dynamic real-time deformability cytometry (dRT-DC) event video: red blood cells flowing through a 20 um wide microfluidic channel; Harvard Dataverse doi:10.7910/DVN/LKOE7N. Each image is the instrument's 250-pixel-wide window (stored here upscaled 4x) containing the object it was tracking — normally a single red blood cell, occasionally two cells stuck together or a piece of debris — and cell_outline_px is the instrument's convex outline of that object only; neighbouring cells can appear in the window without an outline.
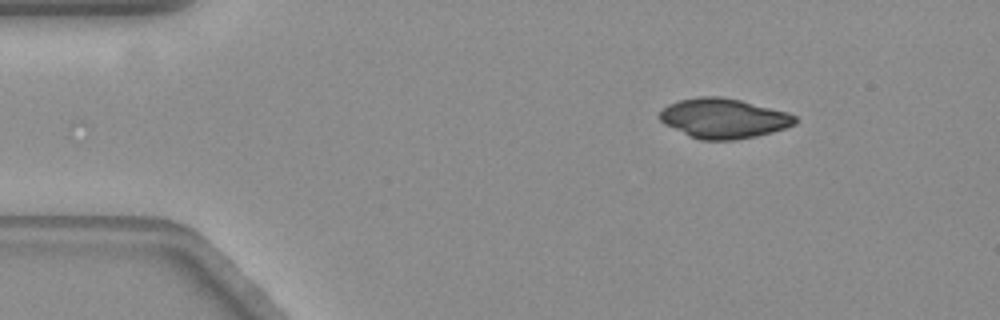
{"species": "common noctule bat (a hibernating species)", "species_latin": "Nyctalus noctula", "temperature_condition": "warm", "stored_images_in_passage": 32, "camera_frame_rate_fps": 3000, "um_per_image_px": 0.085, "animal": {"sex": "female", "body_mass_g": 19.3, "forearm_length_mm": 54.1}, "frame": {"image": 1, "passage_image": 1, "time_ms": 0.0, "image_size_px": [1000, 320], "cell_outline_px": [[796, 124], [772, 132], [756, 136], [732, 140], [700, 140], [688, 136], [664, 124], [656, 116], [668, 104], [680, 100], [696, 96], [720, 96], [740, 100], [788, 112], [796, 116]], "centroid_in_image_um": [61.47, 10.06], "position_along_channel_um": 23.5, "area_um2": 31.56}}